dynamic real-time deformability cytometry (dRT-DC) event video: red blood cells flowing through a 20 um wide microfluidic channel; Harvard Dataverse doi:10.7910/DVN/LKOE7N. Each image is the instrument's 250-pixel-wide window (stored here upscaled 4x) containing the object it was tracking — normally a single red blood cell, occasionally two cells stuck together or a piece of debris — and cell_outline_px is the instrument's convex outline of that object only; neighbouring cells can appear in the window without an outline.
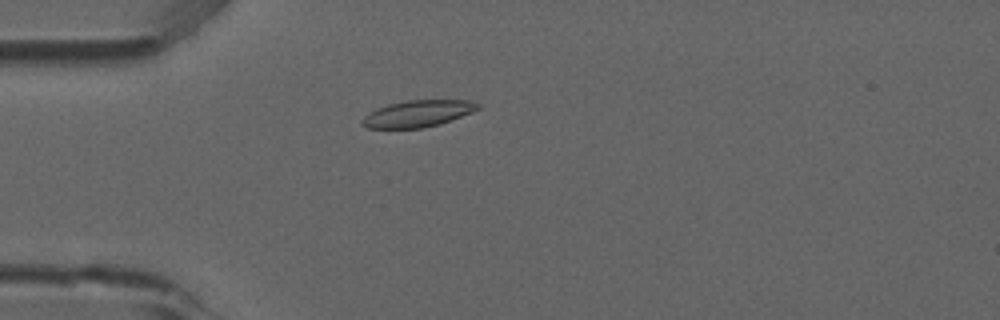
{"species": "common noctule bat (a hibernating species)", "species_latin": "Nyctalus noctula", "temperature_condition": "room temperature", "stored_images_in_passage": 6, "camera_frame_rate_fps": 3000, "um_per_image_px": 0.085, "animal": {"sex": "male", "forearm_length_mm": 52.5}, "frame": {"image": 1, "passage_image": 5, "time_ms": 1.333, "image_size_px": [1000, 320], "cell_outline_px": [[480, 108], [472, 112], [452, 120], [440, 124], [424, 128], [368, 128], [360, 124], [360, 120], [368, 112], [376, 108], [388, 104], [408, 100], [472, 100], [480, 104]], "centroid_in_image_um": [35.5, 9.66], "position_along_channel_um": 49.5, "area_um2": 18.21}}